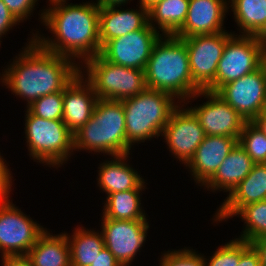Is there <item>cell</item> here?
Instances as JSON below:
<instances>
[{
    "mask_svg": "<svg viewBox=\"0 0 266 266\" xmlns=\"http://www.w3.org/2000/svg\"><path fill=\"white\" fill-rule=\"evenodd\" d=\"M91 2L69 4L67 0H59L49 3L50 7L42 9L38 15L39 21L54 38L45 37L37 31L35 34L32 32L34 40L49 52L77 60L79 66L100 54V7Z\"/></svg>",
    "mask_w": 266,
    "mask_h": 266,
    "instance_id": "1",
    "label": "cell"
},
{
    "mask_svg": "<svg viewBox=\"0 0 266 266\" xmlns=\"http://www.w3.org/2000/svg\"><path fill=\"white\" fill-rule=\"evenodd\" d=\"M0 73V82L8 90L26 101L28 107L42 96L63 91L80 73V66L72 59L43 49L32 34Z\"/></svg>",
    "mask_w": 266,
    "mask_h": 266,
    "instance_id": "2",
    "label": "cell"
},
{
    "mask_svg": "<svg viewBox=\"0 0 266 266\" xmlns=\"http://www.w3.org/2000/svg\"><path fill=\"white\" fill-rule=\"evenodd\" d=\"M149 89L171 94L180 103L201 91L193 82L186 43L174 35H162L145 68Z\"/></svg>",
    "mask_w": 266,
    "mask_h": 266,
    "instance_id": "3",
    "label": "cell"
},
{
    "mask_svg": "<svg viewBox=\"0 0 266 266\" xmlns=\"http://www.w3.org/2000/svg\"><path fill=\"white\" fill-rule=\"evenodd\" d=\"M74 151L118 156L127 154L125 112L122 101L98 99L92 117L73 133ZM101 152V153H100Z\"/></svg>",
    "mask_w": 266,
    "mask_h": 266,
    "instance_id": "4",
    "label": "cell"
},
{
    "mask_svg": "<svg viewBox=\"0 0 266 266\" xmlns=\"http://www.w3.org/2000/svg\"><path fill=\"white\" fill-rule=\"evenodd\" d=\"M171 94L146 88L124 99L127 154L134 144L161 137L173 110L179 105Z\"/></svg>",
    "mask_w": 266,
    "mask_h": 266,
    "instance_id": "5",
    "label": "cell"
},
{
    "mask_svg": "<svg viewBox=\"0 0 266 266\" xmlns=\"http://www.w3.org/2000/svg\"><path fill=\"white\" fill-rule=\"evenodd\" d=\"M25 136L30 157L40 164L59 168L73 149V133L62 120L43 119L25 109Z\"/></svg>",
    "mask_w": 266,
    "mask_h": 266,
    "instance_id": "6",
    "label": "cell"
},
{
    "mask_svg": "<svg viewBox=\"0 0 266 266\" xmlns=\"http://www.w3.org/2000/svg\"><path fill=\"white\" fill-rule=\"evenodd\" d=\"M80 73L92 85L98 99L123 101L147 88L145 70L110 63L100 54L80 65Z\"/></svg>",
    "mask_w": 266,
    "mask_h": 266,
    "instance_id": "7",
    "label": "cell"
},
{
    "mask_svg": "<svg viewBox=\"0 0 266 266\" xmlns=\"http://www.w3.org/2000/svg\"><path fill=\"white\" fill-rule=\"evenodd\" d=\"M262 46L257 36L233 34L226 41L215 80L205 90L217 92L223 85L258 69Z\"/></svg>",
    "mask_w": 266,
    "mask_h": 266,
    "instance_id": "8",
    "label": "cell"
},
{
    "mask_svg": "<svg viewBox=\"0 0 266 266\" xmlns=\"http://www.w3.org/2000/svg\"><path fill=\"white\" fill-rule=\"evenodd\" d=\"M9 198L0 197L1 257L27 255L47 228L24 214Z\"/></svg>",
    "mask_w": 266,
    "mask_h": 266,
    "instance_id": "9",
    "label": "cell"
},
{
    "mask_svg": "<svg viewBox=\"0 0 266 266\" xmlns=\"http://www.w3.org/2000/svg\"><path fill=\"white\" fill-rule=\"evenodd\" d=\"M202 96L204 99L207 98L206 102L199 106L187 107L198 119L205 135L239 138L247 121L216 92L201 90L187 99L184 104L187 105L191 102L189 100H196Z\"/></svg>",
    "mask_w": 266,
    "mask_h": 266,
    "instance_id": "10",
    "label": "cell"
},
{
    "mask_svg": "<svg viewBox=\"0 0 266 266\" xmlns=\"http://www.w3.org/2000/svg\"><path fill=\"white\" fill-rule=\"evenodd\" d=\"M162 33L149 23L137 31L109 40L100 55L110 63L145 70L153 47Z\"/></svg>",
    "mask_w": 266,
    "mask_h": 266,
    "instance_id": "11",
    "label": "cell"
},
{
    "mask_svg": "<svg viewBox=\"0 0 266 266\" xmlns=\"http://www.w3.org/2000/svg\"><path fill=\"white\" fill-rule=\"evenodd\" d=\"M235 32L223 31L182 38L187 46L193 82L205 90L214 80L226 41Z\"/></svg>",
    "mask_w": 266,
    "mask_h": 266,
    "instance_id": "12",
    "label": "cell"
},
{
    "mask_svg": "<svg viewBox=\"0 0 266 266\" xmlns=\"http://www.w3.org/2000/svg\"><path fill=\"white\" fill-rule=\"evenodd\" d=\"M105 247L122 266H131L146 242L149 221L101 218Z\"/></svg>",
    "mask_w": 266,
    "mask_h": 266,
    "instance_id": "13",
    "label": "cell"
},
{
    "mask_svg": "<svg viewBox=\"0 0 266 266\" xmlns=\"http://www.w3.org/2000/svg\"><path fill=\"white\" fill-rule=\"evenodd\" d=\"M247 122L256 121L266 106V77L261 67L223 85L217 92Z\"/></svg>",
    "mask_w": 266,
    "mask_h": 266,
    "instance_id": "14",
    "label": "cell"
},
{
    "mask_svg": "<svg viewBox=\"0 0 266 266\" xmlns=\"http://www.w3.org/2000/svg\"><path fill=\"white\" fill-rule=\"evenodd\" d=\"M184 106V103H179L173 110L161 136L171 155L186 166L202 143L205 133L193 112Z\"/></svg>",
    "mask_w": 266,
    "mask_h": 266,
    "instance_id": "15",
    "label": "cell"
},
{
    "mask_svg": "<svg viewBox=\"0 0 266 266\" xmlns=\"http://www.w3.org/2000/svg\"><path fill=\"white\" fill-rule=\"evenodd\" d=\"M227 0H189L186 20L174 34L178 38L220 33L229 11Z\"/></svg>",
    "mask_w": 266,
    "mask_h": 266,
    "instance_id": "16",
    "label": "cell"
},
{
    "mask_svg": "<svg viewBox=\"0 0 266 266\" xmlns=\"http://www.w3.org/2000/svg\"><path fill=\"white\" fill-rule=\"evenodd\" d=\"M238 140L239 138L228 136L205 135L194 156L185 166L186 169H190L189 172L198 186L202 188L215 174Z\"/></svg>",
    "mask_w": 266,
    "mask_h": 266,
    "instance_id": "17",
    "label": "cell"
},
{
    "mask_svg": "<svg viewBox=\"0 0 266 266\" xmlns=\"http://www.w3.org/2000/svg\"><path fill=\"white\" fill-rule=\"evenodd\" d=\"M266 200V163L254 164L250 173L216 210L213 222L228 221L245 205ZM226 219V220H225Z\"/></svg>",
    "mask_w": 266,
    "mask_h": 266,
    "instance_id": "18",
    "label": "cell"
},
{
    "mask_svg": "<svg viewBox=\"0 0 266 266\" xmlns=\"http://www.w3.org/2000/svg\"><path fill=\"white\" fill-rule=\"evenodd\" d=\"M97 100L92 85L81 73L63 90L62 121L72 133L92 117Z\"/></svg>",
    "mask_w": 266,
    "mask_h": 266,
    "instance_id": "19",
    "label": "cell"
},
{
    "mask_svg": "<svg viewBox=\"0 0 266 266\" xmlns=\"http://www.w3.org/2000/svg\"><path fill=\"white\" fill-rule=\"evenodd\" d=\"M149 23L148 10L124 9L122 6L100 7L99 38L101 48L109 41L130 32L143 29Z\"/></svg>",
    "mask_w": 266,
    "mask_h": 266,
    "instance_id": "20",
    "label": "cell"
},
{
    "mask_svg": "<svg viewBox=\"0 0 266 266\" xmlns=\"http://www.w3.org/2000/svg\"><path fill=\"white\" fill-rule=\"evenodd\" d=\"M129 155L111 156L112 160L106 159L100 163L97 171V184L106 196L115 192L136 189L144 181L138 171L129 165Z\"/></svg>",
    "mask_w": 266,
    "mask_h": 266,
    "instance_id": "21",
    "label": "cell"
},
{
    "mask_svg": "<svg viewBox=\"0 0 266 266\" xmlns=\"http://www.w3.org/2000/svg\"><path fill=\"white\" fill-rule=\"evenodd\" d=\"M255 163L245 149L237 143L223 160L215 174L203 185L204 190L223 191L230 194L245 179ZM206 187V188H205Z\"/></svg>",
    "mask_w": 266,
    "mask_h": 266,
    "instance_id": "22",
    "label": "cell"
},
{
    "mask_svg": "<svg viewBox=\"0 0 266 266\" xmlns=\"http://www.w3.org/2000/svg\"><path fill=\"white\" fill-rule=\"evenodd\" d=\"M26 256L32 266H71L66 233L56 235L47 229Z\"/></svg>",
    "mask_w": 266,
    "mask_h": 266,
    "instance_id": "23",
    "label": "cell"
},
{
    "mask_svg": "<svg viewBox=\"0 0 266 266\" xmlns=\"http://www.w3.org/2000/svg\"><path fill=\"white\" fill-rule=\"evenodd\" d=\"M144 180L136 189L115 192L106 196L103 205L102 218L117 220H148L142 208V191L147 189Z\"/></svg>",
    "mask_w": 266,
    "mask_h": 266,
    "instance_id": "24",
    "label": "cell"
},
{
    "mask_svg": "<svg viewBox=\"0 0 266 266\" xmlns=\"http://www.w3.org/2000/svg\"><path fill=\"white\" fill-rule=\"evenodd\" d=\"M81 226V227H80ZM74 227L70 236L66 232L70 249L71 266H90L105 247L102 232L82 225Z\"/></svg>",
    "mask_w": 266,
    "mask_h": 266,
    "instance_id": "25",
    "label": "cell"
},
{
    "mask_svg": "<svg viewBox=\"0 0 266 266\" xmlns=\"http://www.w3.org/2000/svg\"><path fill=\"white\" fill-rule=\"evenodd\" d=\"M188 7L189 0H161L148 10L149 24L162 35H174L183 26Z\"/></svg>",
    "mask_w": 266,
    "mask_h": 266,
    "instance_id": "26",
    "label": "cell"
},
{
    "mask_svg": "<svg viewBox=\"0 0 266 266\" xmlns=\"http://www.w3.org/2000/svg\"><path fill=\"white\" fill-rule=\"evenodd\" d=\"M239 35L257 36L266 26V0H228Z\"/></svg>",
    "mask_w": 266,
    "mask_h": 266,
    "instance_id": "27",
    "label": "cell"
},
{
    "mask_svg": "<svg viewBox=\"0 0 266 266\" xmlns=\"http://www.w3.org/2000/svg\"><path fill=\"white\" fill-rule=\"evenodd\" d=\"M234 216L244 221L243 231L237 238L249 243L266 236V200L243 206Z\"/></svg>",
    "mask_w": 266,
    "mask_h": 266,
    "instance_id": "28",
    "label": "cell"
},
{
    "mask_svg": "<svg viewBox=\"0 0 266 266\" xmlns=\"http://www.w3.org/2000/svg\"><path fill=\"white\" fill-rule=\"evenodd\" d=\"M238 143L255 164L266 163V134L255 122H246Z\"/></svg>",
    "mask_w": 266,
    "mask_h": 266,
    "instance_id": "29",
    "label": "cell"
},
{
    "mask_svg": "<svg viewBox=\"0 0 266 266\" xmlns=\"http://www.w3.org/2000/svg\"><path fill=\"white\" fill-rule=\"evenodd\" d=\"M33 115L49 120L63 119V91L48 94L26 107Z\"/></svg>",
    "mask_w": 266,
    "mask_h": 266,
    "instance_id": "30",
    "label": "cell"
},
{
    "mask_svg": "<svg viewBox=\"0 0 266 266\" xmlns=\"http://www.w3.org/2000/svg\"><path fill=\"white\" fill-rule=\"evenodd\" d=\"M205 257L203 254L205 266H237L240 260V240L235 237L219 246L212 257L208 259Z\"/></svg>",
    "mask_w": 266,
    "mask_h": 266,
    "instance_id": "31",
    "label": "cell"
},
{
    "mask_svg": "<svg viewBox=\"0 0 266 266\" xmlns=\"http://www.w3.org/2000/svg\"><path fill=\"white\" fill-rule=\"evenodd\" d=\"M159 261V266H205L203 254L190 247L165 251Z\"/></svg>",
    "mask_w": 266,
    "mask_h": 266,
    "instance_id": "32",
    "label": "cell"
},
{
    "mask_svg": "<svg viewBox=\"0 0 266 266\" xmlns=\"http://www.w3.org/2000/svg\"><path fill=\"white\" fill-rule=\"evenodd\" d=\"M13 16L21 23L33 15L39 0H2ZM37 3V4H36Z\"/></svg>",
    "mask_w": 266,
    "mask_h": 266,
    "instance_id": "33",
    "label": "cell"
},
{
    "mask_svg": "<svg viewBox=\"0 0 266 266\" xmlns=\"http://www.w3.org/2000/svg\"><path fill=\"white\" fill-rule=\"evenodd\" d=\"M237 266H261L259 252L244 240H240V260Z\"/></svg>",
    "mask_w": 266,
    "mask_h": 266,
    "instance_id": "34",
    "label": "cell"
},
{
    "mask_svg": "<svg viewBox=\"0 0 266 266\" xmlns=\"http://www.w3.org/2000/svg\"><path fill=\"white\" fill-rule=\"evenodd\" d=\"M1 156L0 152V197H10L12 191V171L8 168L6 160Z\"/></svg>",
    "mask_w": 266,
    "mask_h": 266,
    "instance_id": "35",
    "label": "cell"
},
{
    "mask_svg": "<svg viewBox=\"0 0 266 266\" xmlns=\"http://www.w3.org/2000/svg\"><path fill=\"white\" fill-rule=\"evenodd\" d=\"M17 24L19 25L20 22L9 11L5 3L0 0V46L1 39L4 38L3 35L7 34L14 26L16 27Z\"/></svg>",
    "mask_w": 266,
    "mask_h": 266,
    "instance_id": "36",
    "label": "cell"
},
{
    "mask_svg": "<svg viewBox=\"0 0 266 266\" xmlns=\"http://www.w3.org/2000/svg\"><path fill=\"white\" fill-rule=\"evenodd\" d=\"M90 266H122L114 255L104 247Z\"/></svg>",
    "mask_w": 266,
    "mask_h": 266,
    "instance_id": "37",
    "label": "cell"
},
{
    "mask_svg": "<svg viewBox=\"0 0 266 266\" xmlns=\"http://www.w3.org/2000/svg\"><path fill=\"white\" fill-rule=\"evenodd\" d=\"M1 266H32L26 255L1 257Z\"/></svg>",
    "mask_w": 266,
    "mask_h": 266,
    "instance_id": "38",
    "label": "cell"
},
{
    "mask_svg": "<svg viewBox=\"0 0 266 266\" xmlns=\"http://www.w3.org/2000/svg\"><path fill=\"white\" fill-rule=\"evenodd\" d=\"M251 244L259 252L261 266H266V236L257 238L256 240L252 241Z\"/></svg>",
    "mask_w": 266,
    "mask_h": 266,
    "instance_id": "39",
    "label": "cell"
},
{
    "mask_svg": "<svg viewBox=\"0 0 266 266\" xmlns=\"http://www.w3.org/2000/svg\"><path fill=\"white\" fill-rule=\"evenodd\" d=\"M131 0H96L99 7L124 6Z\"/></svg>",
    "mask_w": 266,
    "mask_h": 266,
    "instance_id": "40",
    "label": "cell"
},
{
    "mask_svg": "<svg viewBox=\"0 0 266 266\" xmlns=\"http://www.w3.org/2000/svg\"><path fill=\"white\" fill-rule=\"evenodd\" d=\"M260 67L262 68L266 77V44H263L260 54Z\"/></svg>",
    "mask_w": 266,
    "mask_h": 266,
    "instance_id": "41",
    "label": "cell"
},
{
    "mask_svg": "<svg viewBox=\"0 0 266 266\" xmlns=\"http://www.w3.org/2000/svg\"><path fill=\"white\" fill-rule=\"evenodd\" d=\"M161 0H139V5L147 10L151 9L156 3Z\"/></svg>",
    "mask_w": 266,
    "mask_h": 266,
    "instance_id": "42",
    "label": "cell"
},
{
    "mask_svg": "<svg viewBox=\"0 0 266 266\" xmlns=\"http://www.w3.org/2000/svg\"><path fill=\"white\" fill-rule=\"evenodd\" d=\"M255 122L262 128V130L266 134V106L263 111V114Z\"/></svg>",
    "mask_w": 266,
    "mask_h": 266,
    "instance_id": "43",
    "label": "cell"
},
{
    "mask_svg": "<svg viewBox=\"0 0 266 266\" xmlns=\"http://www.w3.org/2000/svg\"><path fill=\"white\" fill-rule=\"evenodd\" d=\"M257 38L263 43L266 44V26L265 28L257 35Z\"/></svg>",
    "mask_w": 266,
    "mask_h": 266,
    "instance_id": "44",
    "label": "cell"
},
{
    "mask_svg": "<svg viewBox=\"0 0 266 266\" xmlns=\"http://www.w3.org/2000/svg\"><path fill=\"white\" fill-rule=\"evenodd\" d=\"M49 1V3H51V2H54V1H59V0H48ZM68 1V0H67Z\"/></svg>",
    "mask_w": 266,
    "mask_h": 266,
    "instance_id": "45",
    "label": "cell"
}]
</instances>
